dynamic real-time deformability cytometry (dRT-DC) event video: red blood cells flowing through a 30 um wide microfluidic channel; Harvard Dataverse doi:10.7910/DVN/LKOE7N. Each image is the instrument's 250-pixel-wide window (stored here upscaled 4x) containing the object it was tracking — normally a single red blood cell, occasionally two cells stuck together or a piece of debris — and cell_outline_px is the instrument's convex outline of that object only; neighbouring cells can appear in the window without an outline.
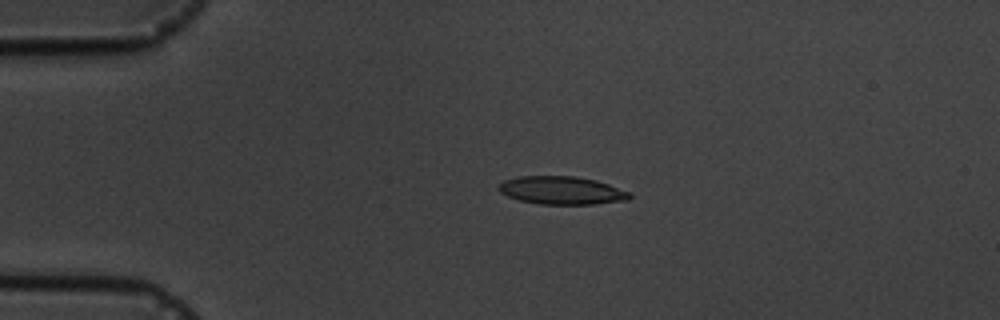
{"species": "common noctule bat (a hibernating species)", "species_latin": "Nyctalus noctula", "temperature_condition": "cold", "stored_images_in_passage": 5, "camera_frame_rate_fps": 3000, "um_per_image_px": 0.085, "animal": {"sex": "male", "body_mass_g": 19.5, "forearm_length_mm": 54.6}, "frame": {"image": 1, "passage_image": 4, "time_ms": 3.667, "image_size_px": [1000, 320], "cell_outline_px": [[632, 196], [628, 200], [596, 204], [540, 204], [520, 200], [508, 196], [500, 192], [496, 188], [504, 180], [520, 176], [576, 176], [596, 180], [632, 192]], "centroid_in_image_um": [47.78, 16.18], "position_along_channel_um": 37.2, "area_um2": 21.5}}